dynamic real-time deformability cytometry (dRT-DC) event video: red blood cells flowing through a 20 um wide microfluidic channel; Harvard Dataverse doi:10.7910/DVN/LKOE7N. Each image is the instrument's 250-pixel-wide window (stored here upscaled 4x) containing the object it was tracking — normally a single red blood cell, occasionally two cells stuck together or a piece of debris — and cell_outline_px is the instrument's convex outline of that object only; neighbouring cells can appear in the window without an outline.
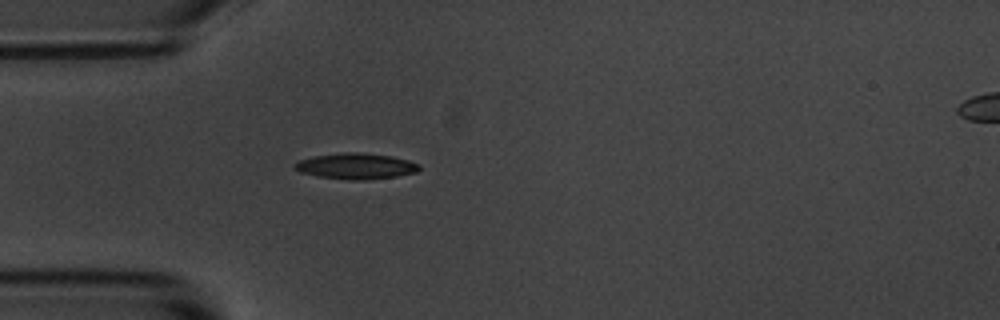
{"species": "common noctule bat (a hibernating species)", "species_latin": "Nyctalus noctula", "temperature_condition": "room temperature", "stored_images_in_passage": 2, "segment_of_instrument_passage": [1, 2], "camera_frame_rate_fps": 3000, "um_per_image_px": 0.085, "animal": {"sex": "male", "body_mass_g": 20.1, "forearm_length_mm": 53.5}, "frame": {"image": 1, "passage_image": 1, "time_ms": 0.0, "image_size_px": [1000, 320], "cell_outline_px": [[420, 168], [416, 172], [396, 176], [364, 180], [348, 180], [316, 176], [300, 172], [292, 164], [300, 160], [312, 156], [340, 152], [360, 152], [392, 156], [408, 160], [420, 164]], "centroid_in_image_um": [30.24, 14.11], "position_along_channel_um": 54.8, "area_um2": 18.9}}